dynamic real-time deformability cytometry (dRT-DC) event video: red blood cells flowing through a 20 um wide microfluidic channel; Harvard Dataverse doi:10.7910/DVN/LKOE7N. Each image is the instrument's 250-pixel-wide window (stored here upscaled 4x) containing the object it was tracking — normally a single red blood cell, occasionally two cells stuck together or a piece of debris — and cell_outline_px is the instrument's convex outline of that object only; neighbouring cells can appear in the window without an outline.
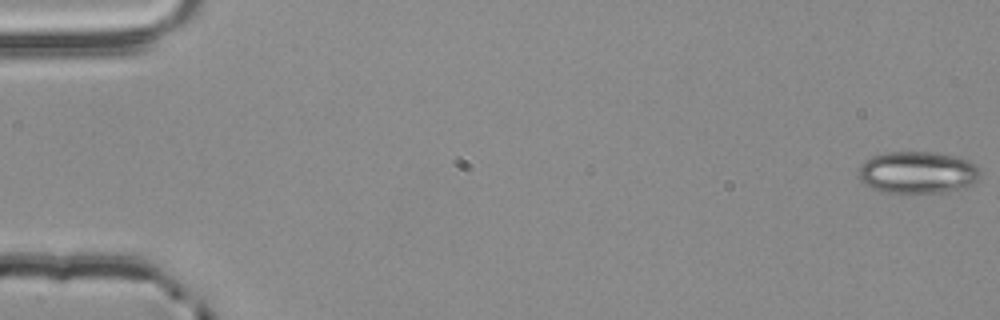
{"species": "common noctule bat (a hibernating species)", "species_latin": "Nyctalus noctula", "temperature_condition": "room temperature", "stored_images_in_passage": 4, "camera_frame_rate_fps": 3000, "um_per_image_px": 0.085, "animal": {"sex": "male", "body_mass_g": 20.4}, "frame": {"image": 1, "passage_image": 1, "time_ms": 0.0, "image_size_px": [1000, 320], "cell_outline_px": [[980, 172], [976, 180], [972, 184], [964, 188], [944, 192], [884, 192], [872, 188], [864, 184], [860, 180], [860, 168], [864, 160], [872, 156], [888, 152], [932, 152], [972, 160], [980, 168]], "centroid_in_image_um": [78.02, 14.65], "position_along_channel_um": 7.0, "area_um2": 29.71}}